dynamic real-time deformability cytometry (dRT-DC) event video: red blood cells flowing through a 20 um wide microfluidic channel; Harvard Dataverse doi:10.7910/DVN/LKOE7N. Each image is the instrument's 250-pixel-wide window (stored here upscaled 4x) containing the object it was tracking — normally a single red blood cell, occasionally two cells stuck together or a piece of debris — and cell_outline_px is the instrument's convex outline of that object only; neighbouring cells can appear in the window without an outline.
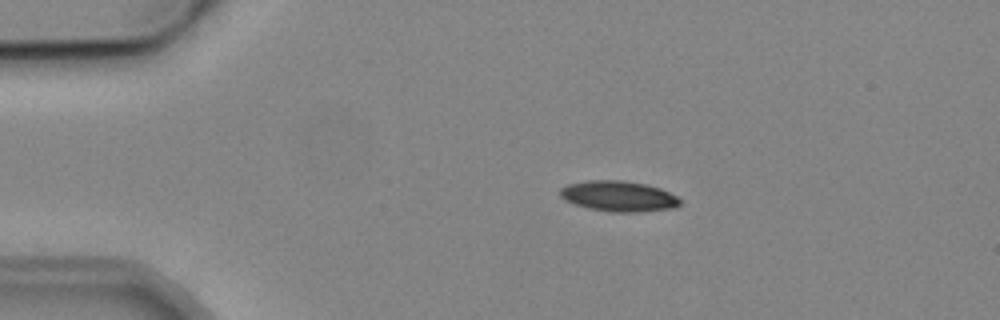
{"species": "common noctule bat (a hibernating species)", "species_latin": "Nyctalus noctula", "temperature_condition": "cold", "stored_images_in_passage": 4, "camera_frame_rate_fps": 3000, "um_per_image_px": 0.085, "animal": {"sex": "male", "body_mass_g": 19.2, "forearm_length_mm": 51.8}, "frame": {"image": 1, "passage_image": 2, "time_ms": 1.0, "image_size_px": [1000, 320], "cell_outline_px": [[680, 204], [672, 208], [640, 212], [612, 212], [588, 208], [576, 204], [560, 196], [560, 188], [568, 184], [584, 180], [624, 180], [644, 184], [660, 188], [676, 196], [680, 200]], "centroid_in_image_um": [52.57, 16.67], "position_along_channel_um": 32.4, "area_um2": 21.21}}